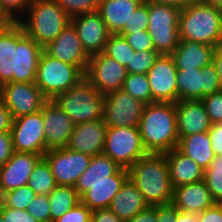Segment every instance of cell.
Wrapping results in <instances>:
<instances>
[{
  "label": "cell",
  "mask_w": 222,
  "mask_h": 222,
  "mask_svg": "<svg viewBox=\"0 0 222 222\" xmlns=\"http://www.w3.org/2000/svg\"><path fill=\"white\" fill-rule=\"evenodd\" d=\"M148 153L163 154L179 143L175 103L154 102L145 105L139 124Z\"/></svg>",
  "instance_id": "cell-1"
},
{
  "label": "cell",
  "mask_w": 222,
  "mask_h": 222,
  "mask_svg": "<svg viewBox=\"0 0 222 222\" xmlns=\"http://www.w3.org/2000/svg\"><path fill=\"white\" fill-rule=\"evenodd\" d=\"M129 178L138 187L149 206L172 203L173 191L164 154L149 153L129 169Z\"/></svg>",
  "instance_id": "cell-2"
},
{
  "label": "cell",
  "mask_w": 222,
  "mask_h": 222,
  "mask_svg": "<svg viewBox=\"0 0 222 222\" xmlns=\"http://www.w3.org/2000/svg\"><path fill=\"white\" fill-rule=\"evenodd\" d=\"M179 38L217 47L222 43V9L195 0L179 11Z\"/></svg>",
  "instance_id": "cell-3"
},
{
  "label": "cell",
  "mask_w": 222,
  "mask_h": 222,
  "mask_svg": "<svg viewBox=\"0 0 222 222\" xmlns=\"http://www.w3.org/2000/svg\"><path fill=\"white\" fill-rule=\"evenodd\" d=\"M18 22L28 36L45 48L71 24V18L55 0H32Z\"/></svg>",
  "instance_id": "cell-4"
},
{
  "label": "cell",
  "mask_w": 222,
  "mask_h": 222,
  "mask_svg": "<svg viewBox=\"0 0 222 222\" xmlns=\"http://www.w3.org/2000/svg\"><path fill=\"white\" fill-rule=\"evenodd\" d=\"M105 95L84 77L76 85L62 92L53 100L77 125L103 119Z\"/></svg>",
  "instance_id": "cell-5"
},
{
  "label": "cell",
  "mask_w": 222,
  "mask_h": 222,
  "mask_svg": "<svg viewBox=\"0 0 222 222\" xmlns=\"http://www.w3.org/2000/svg\"><path fill=\"white\" fill-rule=\"evenodd\" d=\"M85 74L75 65H71L42 52L35 76V83L48 100L67 91Z\"/></svg>",
  "instance_id": "cell-6"
},
{
  "label": "cell",
  "mask_w": 222,
  "mask_h": 222,
  "mask_svg": "<svg viewBox=\"0 0 222 222\" xmlns=\"http://www.w3.org/2000/svg\"><path fill=\"white\" fill-rule=\"evenodd\" d=\"M150 34L155 50L160 55H170L179 44L180 8L168 4L148 2Z\"/></svg>",
  "instance_id": "cell-7"
},
{
  "label": "cell",
  "mask_w": 222,
  "mask_h": 222,
  "mask_svg": "<svg viewBox=\"0 0 222 222\" xmlns=\"http://www.w3.org/2000/svg\"><path fill=\"white\" fill-rule=\"evenodd\" d=\"M103 154L120 167L129 169L149 153L144 147L139 127H107Z\"/></svg>",
  "instance_id": "cell-8"
},
{
  "label": "cell",
  "mask_w": 222,
  "mask_h": 222,
  "mask_svg": "<svg viewBox=\"0 0 222 222\" xmlns=\"http://www.w3.org/2000/svg\"><path fill=\"white\" fill-rule=\"evenodd\" d=\"M145 105L122 89L108 93L103 104V122L107 127H139Z\"/></svg>",
  "instance_id": "cell-9"
},
{
  "label": "cell",
  "mask_w": 222,
  "mask_h": 222,
  "mask_svg": "<svg viewBox=\"0 0 222 222\" xmlns=\"http://www.w3.org/2000/svg\"><path fill=\"white\" fill-rule=\"evenodd\" d=\"M221 90L220 79L213 63L202 69L177 70V101L201 100Z\"/></svg>",
  "instance_id": "cell-10"
},
{
  "label": "cell",
  "mask_w": 222,
  "mask_h": 222,
  "mask_svg": "<svg viewBox=\"0 0 222 222\" xmlns=\"http://www.w3.org/2000/svg\"><path fill=\"white\" fill-rule=\"evenodd\" d=\"M43 125V108L32 114L13 119L10 130L15 152L40 154L46 153Z\"/></svg>",
  "instance_id": "cell-11"
},
{
  "label": "cell",
  "mask_w": 222,
  "mask_h": 222,
  "mask_svg": "<svg viewBox=\"0 0 222 222\" xmlns=\"http://www.w3.org/2000/svg\"><path fill=\"white\" fill-rule=\"evenodd\" d=\"M0 98L13 119L36 113L48 100L35 82H8L0 87Z\"/></svg>",
  "instance_id": "cell-12"
},
{
  "label": "cell",
  "mask_w": 222,
  "mask_h": 222,
  "mask_svg": "<svg viewBox=\"0 0 222 222\" xmlns=\"http://www.w3.org/2000/svg\"><path fill=\"white\" fill-rule=\"evenodd\" d=\"M43 158L49 164L57 185L74 187L88 168L92 156L64 147L48 150Z\"/></svg>",
  "instance_id": "cell-13"
},
{
  "label": "cell",
  "mask_w": 222,
  "mask_h": 222,
  "mask_svg": "<svg viewBox=\"0 0 222 222\" xmlns=\"http://www.w3.org/2000/svg\"><path fill=\"white\" fill-rule=\"evenodd\" d=\"M126 67L103 52L90 56L85 78L103 95L123 88Z\"/></svg>",
  "instance_id": "cell-14"
},
{
  "label": "cell",
  "mask_w": 222,
  "mask_h": 222,
  "mask_svg": "<svg viewBox=\"0 0 222 222\" xmlns=\"http://www.w3.org/2000/svg\"><path fill=\"white\" fill-rule=\"evenodd\" d=\"M152 99L154 102H177V68L170 55H160L148 71Z\"/></svg>",
  "instance_id": "cell-15"
},
{
  "label": "cell",
  "mask_w": 222,
  "mask_h": 222,
  "mask_svg": "<svg viewBox=\"0 0 222 222\" xmlns=\"http://www.w3.org/2000/svg\"><path fill=\"white\" fill-rule=\"evenodd\" d=\"M43 125L46 152L64 148L68 145L75 124L54 100H47L43 105Z\"/></svg>",
  "instance_id": "cell-16"
},
{
  "label": "cell",
  "mask_w": 222,
  "mask_h": 222,
  "mask_svg": "<svg viewBox=\"0 0 222 222\" xmlns=\"http://www.w3.org/2000/svg\"><path fill=\"white\" fill-rule=\"evenodd\" d=\"M43 51L59 61L77 66L84 74L87 70L90 56L83 49L72 24H69L55 40L43 48Z\"/></svg>",
  "instance_id": "cell-17"
},
{
  "label": "cell",
  "mask_w": 222,
  "mask_h": 222,
  "mask_svg": "<svg viewBox=\"0 0 222 222\" xmlns=\"http://www.w3.org/2000/svg\"><path fill=\"white\" fill-rule=\"evenodd\" d=\"M71 24L76 29L83 49L89 56L104 51L111 33L98 11L72 17Z\"/></svg>",
  "instance_id": "cell-18"
},
{
  "label": "cell",
  "mask_w": 222,
  "mask_h": 222,
  "mask_svg": "<svg viewBox=\"0 0 222 222\" xmlns=\"http://www.w3.org/2000/svg\"><path fill=\"white\" fill-rule=\"evenodd\" d=\"M42 158L40 154L14 152L0 167V197L8 191L26 186L31 172Z\"/></svg>",
  "instance_id": "cell-19"
},
{
  "label": "cell",
  "mask_w": 222,
  "mask_h": 222,
  "mask_svg": "<svg viewBox=\"0 0 222 222\" xmlns=\"http://www.w3.org/2000/svg\"><path fill=\"white\" fill-rule=\"evenodd\" d=\"M16 50V74H13L12 82H34L38 68V62L43 52V48L40 47L30 36L25 33V30L18 21Z\"/></svg>",
  "instance_id": "cell-20"
},
{
  "label": "cell",
  "mask_w": 222,
  "mask_h": 222,
  "mask_svg": "<svg viewBox=\"0 0 222 222\" xmlns=\"http://www.w3.org/2000/svg\"><path fill=\"white\" fill-rule=\"evenodd\" d=\"M106 130L103 119L77 124L66 147L90 156L103 154Z\"/></svg>",
  "instance_id": "cell-21"
},
{
  "label": "cell",
  "mask_w": 222,
  "mask_h": 222,
  "mask_svg": "<svg viewBox=\"0 0 222 222\" xmlns=\"http://www.w3.org/2000/svg\"><path fill=\"white\" fill-rule=\"evenodd\" d=\"M175 108L179 140L210 129L212 122L201 100H179L175 103Z\"/></svg>",
  "instance_id": "cell-22"
},
{
  "label": "cell",
  "mask_w": 222,
  "mask_h": 222,
  "mask_svg": "<svg viewBox=\"0 0 222 222\" xmlns=\"http://www.w3.org/2000/svg\"><path fill=\"white\" fill-rule=\"evenodd\" d=\"M178 211L199 214L215 204L204 180L175 187L171 203Z\"/></svg>",
  "instance_id": "cell-23"
},
{
  "label": "cell",
  "mask_w": 222,
  "mask_h": 222,
  "mask_svg": "<svg viewBox=\"0 0 222 222\" xmlns=\"http://www.w3.org/2000/svg\"><path fill=\"white\" fill-rule=\"evenodd\" d=\"M215 47L200 42L179 40L170 54L177 70L202 69L213 62Z\"/></svg>",
  "instance_id": "cell-24"
},
{
  "label": "cell",
  "mask_w": 222,
  "mask_h": 222,
  "mask_svg": "<svg viewBox=\"0 0 222 222\" xmlns=\"http://www.w3.org/2000/svg\"><path fill=\"white\" fill-rule=\"evenodd\" d=\"M128 178V169L121 167L114 175L109 176V180L92 185L80 197V202L92 211L109 208L112 199Z\"/></svg>",
  "instance_id": "cell-25"
},
{
  "label": "cell",
  "mask_w": 222,
  "mask_h": 222,
  "mask_svg": "<svg viewBox=\"0 0 222 222\" xmlns=\"http://www.w3.org/2000/svg\"><path fill=\"white\" fill-rule=\"evenodd\" d=\"M163 154L173 188L203 180L204 169L177 147Z\"/></svg>",
  "instance_id": "cell-26"
},
{
  "label": "cell",
  "mask_w": 222,
  "mask_h": 222,
  "mask_svg": "<svg viewBox=\"0 0 222 222\" xmlns=\"http://www.w3.org/2000/svg\"><path fill=\"white\" fill-rule=\"evenodd\" d=\"M143 0H100L98 12L108 31L118 34Z\"/></svg>",
  "instance_id": "cell-27"
},
{
  "label": "cell",
  "mask_w": 222,
  "mask_h": 222,
  "mask_svg": "<svg viewBox=\"0 0 222 222\" xmlns=\"http://www.w3.org/2000/svg\"><path fill=\"white\" fill-rule=\"evenodd\" d=\"M148 206L138 187L128 178L112 199L109 208L118 218L125 222Z\"/></svg>",
  "instance_id": "cell-28"
},
{
  "label": "cell",
  "mask_w": 222,
  "mask_h": 222,
  "mask_svg": "<svg viewBox=\"0 0 222 222\" xmlns=\"http://www.w3.org/2000/svg\"><path fill=\"white\" fill-rule=\"evenodd\" d=\"M17 21H11L0 30V87L12 82L16 74Z\"/></svg>",
  "instance_id": "cell-29"
},
{
  "label": "cell",
  "mask_w": 222,
  "mask_h": 222,
  "mask_svg": "<svg viewBox=\"0 0 222 222\" xmlns=\"http://www.w3.org/2000/svg\"><path fill=\"white\" fill-rule=\"evenodd\" d=\"M121 167L105 154L92 156L88 168L78 178L74 188L81 197L92 185L109 180Z\"/></svg>",
  "instance_id": "cell-30"
},
{
  "label": "cell",
  "mask_w": 222,
  "mask_h": 222,
  "mask_svg": "<svg viewBox=\"0 0 222 222\" xmlns=\"http://www.w3.org/2000/svg\"><path fill=\"white\" fill-rule=\"evenodd\" d=\"M177 148L194 160L202 169H206L215 158L208 132L184 136Z\"/></svg>",
  "instance_id": "cell-31"
},
{
  "label": "cell",
  "mask_w": 222,
  "mask_h": 222,
  "mask_svg": "<svg viewBox=\"0 0 222 222\" xmlns=\"http://www.w3.org/2000/svg\"><path fill=\"white\" fill-rule=\"evenodd\" d=\"M50 201L51 222L62 217L80 202L76 189L72 186H59L48 195Z\"/></svg>",
  "instance_id": "cell-32"
},
{
  "label": "cell",
  "mask_w": 222,
  "mask_h": 222,
  "mask_svg": "<svg viewBox=\"0 0 222 222\" xmlns=\"http://www.w3.org/2000/svg\"><path fill=\"white\" fill-rule=\"evenodd\" d=\"M27 185L31 187L36 194L47 196L57 187L51 168L44 158L34 167Z\"/></svg>",
  "instance_id": "cell-33"
},
{
  "label": "cell",
  "mask_w": 222,
  "mask_h": 222,
  "mask_svg": "<svg viewBox=\"0 0 222 222\" xmlns=\"http://www.w3.org/2000/svg\"><path fill=\"white\" fill-rule=\"evenodd\" d=\"M122 90L146 105L153 103L147 74L127 73Z\"/></svg>",
  "instance_id": "cell-34"
},
{
  "label": "cell",
  "mask_w": 222,
  "mask_h": 222,
  "mask_svg": "<svg viewBox=\"0 0 222 222\" xmlns=\"http://www.w3.org/2000/svg\"><path fill=\"white\" fill-rule=\"evenodd\" d=\"M134 50L128 44L124 36L119 34H110L107 44L105 45L103 53L113 58L123 66L130 63Z\"/></svg>",
  "instance_id": "cell-35"
},
{
  "label": "cell",
  "mask_w": 222,
  "mask_h": 222,
  "mask_svg": "<svg viewBox=\"0 0 222 222\" xmlns=\"http://www.w3.org/2000/svg\"><path fill=\"white\" fill-rule=\"evenodd\" d=\"M204 182L216 202L222 198V156L216 155L210 165L204 170Z\"/></svg>",
  "instance_id": "cell-36"
},
{
  "label": "cell",
  "mask_w": 222,
  "mask_h": 222,
  "mask_svg": "<svg viewBox=\"0 0 222 222\" xmlns=\"http://www.w3.org/2000/svg\"><path fill=\"white\" fill-rule=\"evenodd\" d=\"M36 195V192L26 185L4 193L1 196L0 202L5 207L26 210L28 204Z\"/></svg>",
  "instance_id": "cell-37"
},
{
  "label": "cell",
  "mask_w": 222,
  "mask_h": 222,
  "mask_svg": "<svg viewBox=\"0 0 222 222\" xmlns=\"http://www.w3.org/2000/svg\"><path fill=\"white\" fill-rule=\"evenodd\" d=\"M159 57L157 51L134 52L130 63L126 66L127 73L147 74Z\"/></svg>",
  "instance_id": "cell-38"
},
{
  "label": "cell",
  "mask_w": 222,
  "mask_h": 222,
  "mask_svg": "<svg viewBox=\"0 0 222 222\" xmlns=\"http://www.w3.org/2000/svg\"><path fill=\"white\" fill-rule=\"evenodd\" d=\"M149 24V8L148 2L143 1L135 10L126 26L118 33L121 36L125 34H133L137 31H144L148 29Z\"/></svg>",
  "instance_id": "cell-39"
},
{
  "label": "cell",
  "mask_w": 222,
  "mask_h": 222,
  "mask_svg": "<svg viewBox=\"0 0 222 222\" xmlns=\"http://www.w3.org/2000/svg\"><path fill=\"white\" fill-rule=\"evenodd\" d=\"M57 4L70 17L84 13L96 12L99 9L100 0H55Z\"/></svg>",
  "instance_id": "cell-40"
},
{
  "label": "cell",
  "mask_w": 222,
  "mask_h": 222,
  "mask_svg": "<svg viewBox=\"0 0 222 222\" xmlns=\"http://www.w3.org/2000/svg\"><path fill=\"white\" fill-rule=\"evenodd\" d=\"M26 210L39 222H51L50 201L47 195L37 194Z\"/></svg>",
  "instance_id": "cell-41"
},
{
  "label": "cell",
  "mask_w": 222,
  "mask_h": 222,
  "mask_svg": "<svg viewBox=\"0 0 222 222\" xmlns=\"http://www.w3.org/2000/svg\"><path fill=\"white\" fill-rule=\"evenodd\" d=\"M212 124L222 123V90L201 99Z\"/></svg>",
  "instance_id": "cell-42"
},
{
  "label": "cell",
  "mask_w": 222,
  "mask_h": 222,
  "mask_svg": "<svg viewBox=\"0 0 222 222\" xmlns=\"http://www.w3.org/2000/svg\"><path fill=\"white\" fill-rule=\"evenodd\" d=\"M32 0H0V8L11 21H18L27 11Z\"/></svg>",
  "instance_id": "cell-43"
},
{
  "label": "cell",
  "mask_w": 222,
  "mask_h": 222,
  "mask_svg": "<svg viewBox=\"0 0 222 222\" xmlns=\"http://www.w3.org/2000/svg\"><path fill=\"white\" fill-rule=\"evenodd\" d=\"M124 38L135 52L156 51L148 30L137 31L133 34H125Z\"/></svg>",
  "instance_id": "cell-44"
},
{
  "label": "cell",
  "mask_w": 222,
  "mask_h": 222,
  "mask_svg": "<svg viewBox=\"0 0 222 222\" xmlns=\"http://www.w3.org/2000/svg\"><path fill=\"white\" fill-rule=\"evenodd\" d=\"M92 210L79 202L75 207L67 211L54 222H91Z\"/></svg>",
  "instance_id": "cell-45"
},
{
  "label": "cell",
  "mask_w": 222,
  "mask_h": 222,
  "mask_svg": "<svg viewBox=\"0 0 222 222\" xmlns=\"http://www.w3.org/2000/svg\"><path fill=\"white\" fill-rule=\"evenodd\" d=\"M0 210L4 222H39L27 210L5 207L1 202Z\"/></svg>",
  "instance_id": "cell-46"
},
{
  "label": "cell",
  "mask_w": 222,
  "mask_h": 222,
  "mask_svg": "<svg viewBox=\"0 0 222 222\" xmlns=\"http://www.w3.org/2000/svg\"><path fill=\"white\" fill-rule=\"evenodd\" d=\"M14 152L10 131L0 132V167L11 158Z\"/></svg>",
  "instance_id": "cell-47"
},
{
  "label": "cell",
  "mask_w": 222,
  "mask_h": 222,
  "mask_svg": "<svg viewBox=\"0 0 222 222\" xmlns=\"http://www.w3.org/2000/svg\"><path fill=\"white\" fill-rule=\"evenodd\" d=\"M215 155L222 154V123L212 124L207 131Z\"/></svg>",
  "instance_id": "cell-48"
},
{
  "label": "cell",
  "mask_w": 222,
  "mask_h": 222,
  "mask_svg": "<svg viewBox=\"0 0 222 222\" xmlns=\"http://www.w3.org/2000/svg\"><path fill=\"white\" fill-rule=\"evenodd\" d=\"M91 222H124L110 208L97 209L91 213Z\"/></svg>",
  "instance_id": "cell-49"
},
{
  "label": "cell",
  "mask_w": 222,
  "mask_h": 222,
  "mask_svg": "<svg viewBox=\"0 0 222 222\" xmlns=\"http://www.w3.org/2000/svg\"><path fill=\"white\" fill-rule=\"evenodd\" d=\"M177 211L172 204L157 206V222H176Z\"/></svg>",
  "instance_id": "cell-50"
},
{
  "label": "cell",
  "mask_w": 222,
  "mask_h": 222,
  "mask_svg": "<svg viewBox=\"0 0 222 222\" xmlns=\"http://www.w3.org/2000/svg\"><path fill=\"white\" fill-rule=\"evenodd\" d=\"M198 222H222V211L215 203L198 214Z\"/></svg>",
  "instance_id": "cell-51"
},
{
  "label": "cell",
  "mask_w": 222,
  "mask_h": 222,
  "mask_svg": "<svg viewBox=\"0 0 222 222\" xmlns=\"http://www.w3.org/2000/svg\"><path fill=\"white\" fill-rule=\"evenodd\" d=\"M125 222H157V206H148Z\"/></svg>",
  "instance_id": "cell-52"
},
{
  "label": "cell",
  "mask_w": 222,
  "mask_h": 222,
  "mask_svg": "<svg viewBox=\"0 0 222 222\" xmlns=\"http://www.w3.org/2000/svg\"><path fill=\"white\" fill-rule=\"evenodd\" d=\"M13 118L10 111L5 106L0 98V132H7L11 130Z\"/></svg>",
  "instance_id": "cell-53"
},
{
  "label": "cell",
  "mask_w": 222,
  "mask_h": 222,
  "mask_svg": "<svg viewBox=\"0 0 222 222\" xmlns=\"http://www.w3.org/2000/svg\"><path fill=\"white\" fill-rule=\"evenodd\" d=\"M217 70L221 87H222V43L215 47L213 53V62H212Z\"/></svg>",
  "instance_id": "cell-54"
},
{
  "label": "cell",
  "mask_w": 222,
  "mask_h": 222,
  "mask_svg": "<svg viewBox=\"0 0 222 222\" xmlns=\"http://www.w3.org/2000/svg\"><path fill=\"white\" fill-rule=\"evenodd\" d=\"M145 1L155 4H168L182 9L195 0H145Z\"/></svg>",
  "instance_id": "cell-55"
},
{
  "label": "cell",
  "mask_w": 222,
  "mask_h": 222,
  "mask_svg": "<svg viewBox=\"0 0 222 222\" xmlns=\"http://www.w3.org/2000/svg\"><path fill=\"white\" fill-rule=\"evenodd\" d=\"M176 222H198V214L177 211Z\"/></svg>",
  "instance_id": "cell-56"
},
{
  "label": "cell",
  "mask_w": 222,
  "mask_h": 222,
  "mask_svg": "<svg viewBox=\"0 0 222 222\" xmlns=\"http://www.w3.org/2000/svg\"><path fill=\"white\" fill-rule=\"evenodd\" d=\"M11 20L7 17V15L0 8V30L6 27Z\"/></svg>",
  "instance_id": "cell-57"
},
{
  "label": "cell",
  "mask_w": 222,
  "mask_h": 222,
  "mask_svg": "<svg viewBox=\"0 0 222 222\" xmlns=\"http://www.w3.org/2000/svg\"><path fill=\"white\" fill-rule=\"evenodd\" d=\"M201 1L207 4H211L214 7H218L222 9V0H201Z\"/></svg>",
  "instance_id": "cell-58"
},
{
  "label": "cell",
  "mask_w": 222,
  "mask_h": 222,
  "mask_svg": "<svg viewBox=\"0 0 222 222\" xmlns=\"http://www.w3.org/2000/svg\"><path fill=\"white\" fill-rule=\"evenodd\" d=\"M215 203L220 208V210L222 211V198L219 199L218 201H216Z\"/></svg>",
  "instance_id": "cell-59"
},
{
  "label": "cell",
  "mask_w": 222,
  "mask_h": 222,
  "mask_svg": "<svg viewBox=\"0 0 222 222\" xmlns=\"http://www.w3.org/2000/svg\"><path fill=\"white\" fill-rule=\"evenodd\" d=\"M0 222H4L2 214H1V210H0Z\"/></svg>",
  "instance_id": "cell-60"
}]
</instances>
